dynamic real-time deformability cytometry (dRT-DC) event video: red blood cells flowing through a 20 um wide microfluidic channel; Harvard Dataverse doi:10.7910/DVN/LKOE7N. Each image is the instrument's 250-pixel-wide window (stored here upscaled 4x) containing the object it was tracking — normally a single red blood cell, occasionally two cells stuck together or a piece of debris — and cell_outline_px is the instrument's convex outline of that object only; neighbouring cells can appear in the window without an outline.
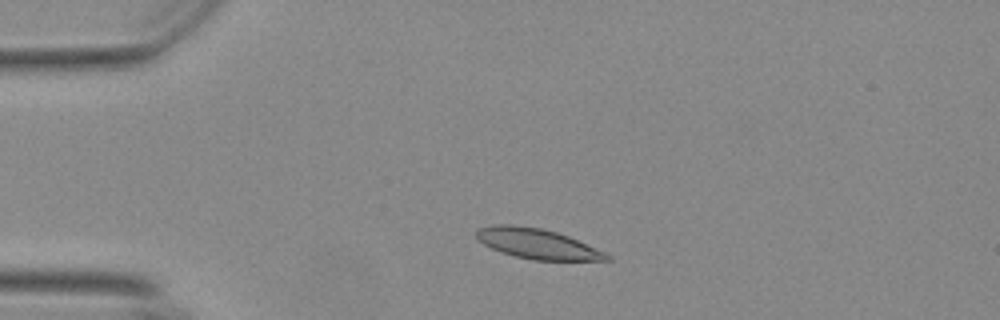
{"species": "Egyptian fruit bat (a non-hibernating species)", "species_latin": "Rousettus aegyptiacus", "temperature_condition": "warm", "stored_images_in_passage": 42, "camera_frame_rate_fps": 3000, "um_per_image_px": 0.085, "animal": {"sex": "female"}, "frame": {"image": 1, "passage_image": 7, "time_ms": 2.0, "image_size_px": [1000, 320], "cell_outline_px": [[612, 260], [532, 260], [500, 252], [476, 240], [476, 228], [492, 224], [512, 224], [540, 228], [556, 232], [568, 236], [604, 252], [612, 256]], "centroid_in_image_um": [45.61, 20.7], "position_along_channel_um": 39.4, "area_um2": 22.89}}
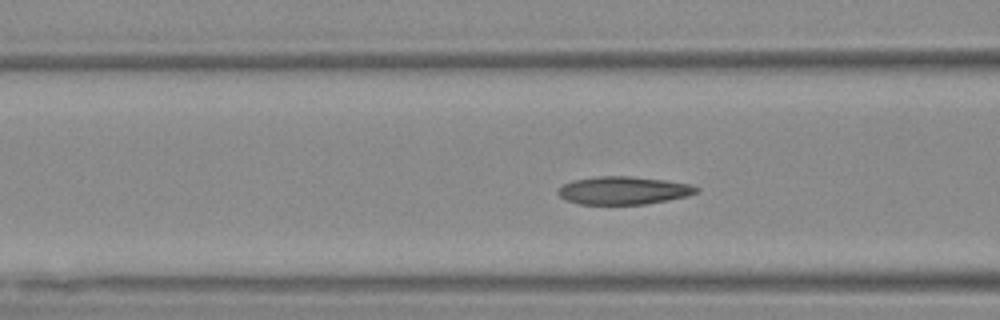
{"frame": {"image": 2, "passage_image": 16, "time_ms": 5.0, "image_size_px": [1000, 320], "cell_outline_px": [[700, 192], [688, 196], [668, 200], [644, 204], [580, 204], [564, 200], [556, 192], [564, 184], [572, 180], [596, 176], [628, 176], [664, 180], [688, 184], [700, 188]], "centroid_in_image_um": [52.99, 16.19], "position_along_channel_um": 113.6, "area_um2": 22.54}}
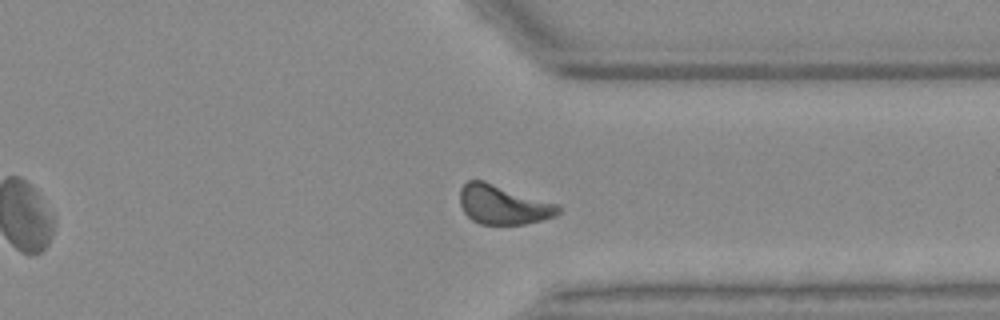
{"frame": {"image": 3, "passage_image": 37, "time_ms": 12.0, "image_size_px": [1000, 320], "cell_outline_px": [[560, 212], [556, 216], [524, 224], [480, 224], [472, 220], [464, 212], [460, 204], [460, 188], [468, 180], [484, 180], [556, 204], [560, 208]], "centroid_in_image_um": [42.73, 17.39], "position_along_channel_um": 368.7, "area_um2": 22.31}, "authors_computed_cell_mechanics": {"area_um2": 22.3108, "velocity_mm_per_s": 3.6556, "shape_relaxation_time_tau1_ms": 5.6207, "shape_relaxation_time_tau2_ms": 2.2668, "deformation_change_tau1": 0.1414, "deformation_change_tau2": 0.0549}}